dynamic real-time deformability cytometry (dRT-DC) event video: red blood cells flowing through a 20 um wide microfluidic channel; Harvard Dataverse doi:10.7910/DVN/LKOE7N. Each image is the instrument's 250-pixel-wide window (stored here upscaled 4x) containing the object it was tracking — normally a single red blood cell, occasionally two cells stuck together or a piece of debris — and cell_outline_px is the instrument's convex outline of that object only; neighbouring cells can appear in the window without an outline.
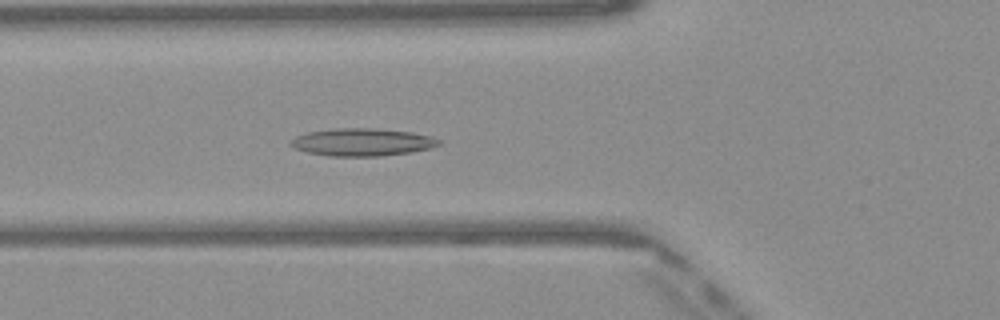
{"species": "Egyptian fruit bat (a non-hibernating species)", "species_latin": "Rousettus aegyptiacus", "temperature_condition": "warm", "stored_images_in_passage": 44, "camera_frame_rate_fps": 3000, "um_per_image_px": 0.085, "frame": {"image": 1, "passage_image": 12, "time_ms": 3.667, "image_size_px": [1000, 320], "cell_outline_px": [[440, 144], [432, 148], [412, 152], [380, 156], [328, 156], [308, 152], [296, 148], [288, 144], [296, 136], [308, 132], [336, 128], [368, 128], [412, 132], [432, 136], [440, 140]], "centroid_in_image_um": [30.82, 12.08], "position_along_channel_um": 95.0, "area_um2": 23.76}}
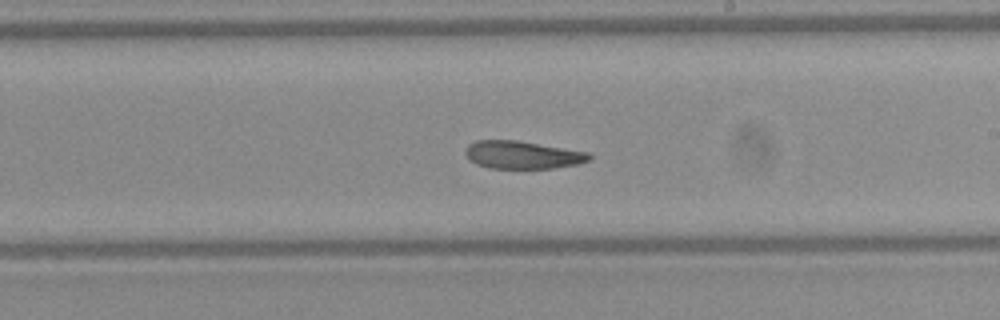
{"frame": {"image": 2, "passage_image": 23, "time_ms": 7.333, "image_size_px": [1000, 320], "cell_outline_px": [[592, 156], [588, 160], [576, 164], [552, 168], [488, 168], [476, 164], [464, 152], [468, 144], [476, 140], [516, 140], [588, 152]], "centroid_in_image_um": [44.38, 13.16], "position_along_channel_um": 244.6, "area_um2": 19.83}}
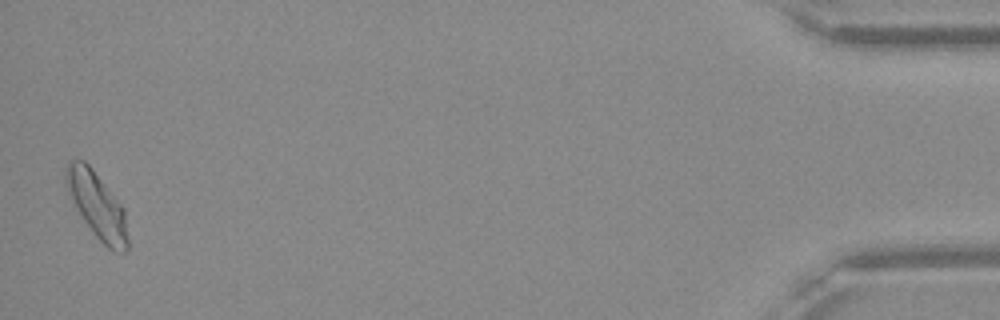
{"frame": {"image": 3, "passage_image": 43, "time_ms": 14.0, "image_size_px": [1000, 320], "cell_outline_px": [[128, 248], [124, 252], [112, 252], [92, 232], [84, 220], [68, 192], [64, 180], [64, 168], [68, 160], [84, 160], [92, 168], [124, 208], [128, 240]], "centroid_in_image_um": [8.24, 17.44], "position_along_channel_um": 427.0, "area_um2": 23.64}}